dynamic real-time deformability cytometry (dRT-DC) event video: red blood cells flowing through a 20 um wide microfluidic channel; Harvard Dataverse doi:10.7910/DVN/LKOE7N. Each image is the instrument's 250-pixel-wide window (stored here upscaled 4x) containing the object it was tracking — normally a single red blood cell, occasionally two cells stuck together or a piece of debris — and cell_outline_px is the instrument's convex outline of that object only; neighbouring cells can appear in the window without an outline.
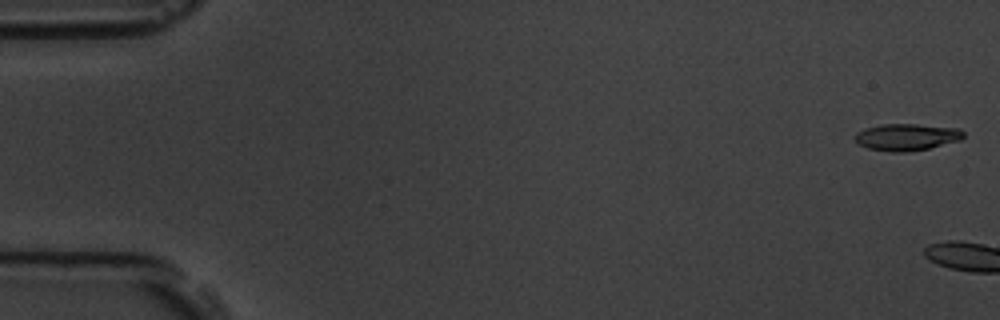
{"species": "common noctule bat (a hibernating species)", "species_latin": "Nyctalus noctula", "temperature_condition": "room temperature", "stored_images_in_passage": 4, "camera_frame_rate_fps": 3000, "um_per_image_px": 0.085, "animal": {"sex": "male", "body_mass_g": 19.5, "forearm_length_mm": 54.6}, "frame": {"image": 1, "passage_image": 1, "time_ms": 0.0, "image_size_px": [1000, 320], "cell_outline_px": [[964, 136], [960, 140], [928, 148], [904, 152], [892, 152], [868, 148], [860, 144], [852, 136], [856, 132], [864, 128], [880, 124], [916, 124], [960, 128], [964, 132]], "centroid_in_image_um": [77.05, 11.63], "position_along_channel_um": 8.0, "area_um2": 16.99}}